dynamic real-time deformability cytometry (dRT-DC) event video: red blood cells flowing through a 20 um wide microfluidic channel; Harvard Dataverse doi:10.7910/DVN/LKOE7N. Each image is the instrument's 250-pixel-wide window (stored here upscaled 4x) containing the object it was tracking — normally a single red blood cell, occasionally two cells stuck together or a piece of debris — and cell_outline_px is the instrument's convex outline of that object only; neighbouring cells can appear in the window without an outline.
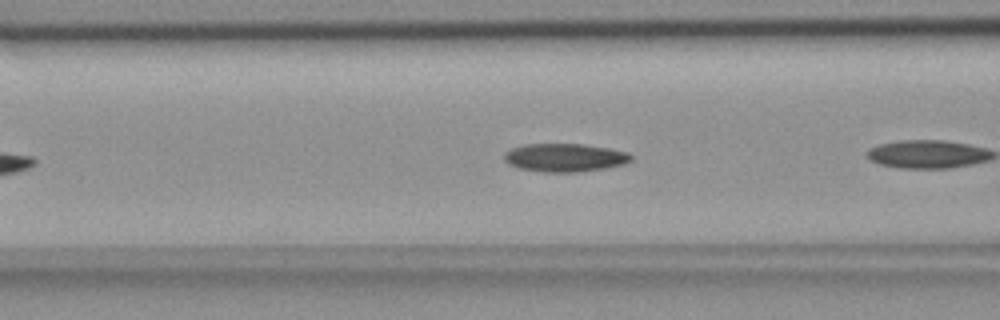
{"species": "common noctule bat (a hibernating species)", "species_latin": "Nyctalus noctula", "temperature_condition": "room temperature", "stored_images_in_passage": 10, "camera_frame_rate_fps": 3000, "um_per_image_px": 0.085, "animal": {"sex": "female", "body_mass_g": 18.4}, "frame": {"image": 1, "passage_image": 6, "time_ms": 1.667, "image_size_px": [1000, 320], "cell_outline_px": [[632, 160], [624, 164], [604, 168], [576, 172], [544, 172], [520, 168], [508, 164], [504, 160], [504, 152], [512, 148], [524, 144], [584, 144], [612, 148], [628, 152], [632, 156]], "centroid_in_image_um": [48.02, 13.38], "position_along_channel_um": 118.6, "area_um2": 20.98}}
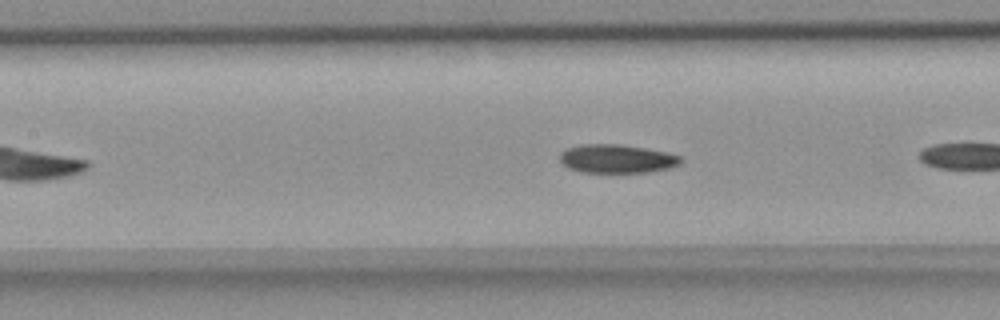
{"frame": {"image": 2, "passage_image": 9, "time_ms": 2.667, "image_size_px": [1000, 320], "cell_outline_px": [[680, 164], [668, 168], [648, 172], [580, 172], [568, 168], [560, 160], [560, 152], [568, 148], [584, 144], [620, 144], [668, 152], [680, 156]], "centroid_in_image_um": [52.42, 13.49], "position_along_channel_um": 155.0, "area_um2": 20.0}}